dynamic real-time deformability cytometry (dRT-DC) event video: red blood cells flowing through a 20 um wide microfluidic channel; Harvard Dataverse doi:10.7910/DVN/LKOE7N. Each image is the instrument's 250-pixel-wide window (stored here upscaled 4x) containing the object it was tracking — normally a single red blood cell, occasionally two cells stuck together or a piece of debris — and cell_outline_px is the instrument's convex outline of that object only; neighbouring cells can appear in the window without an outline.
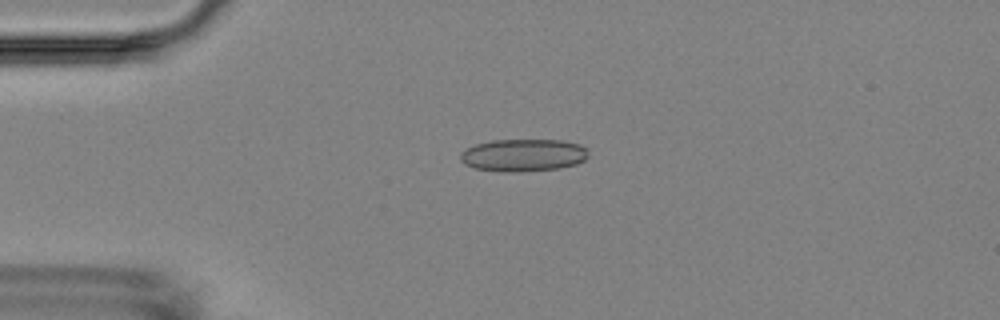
{"species": "Egyptian fruit bat (a non-hibernating species)", "species_latin": "Rousettus aegyptiacus", "temperature_condition": "room temperature", "stored_images_in_passage": 3, "camera_frame_rate_fps": 3000, "um_per_image_px": 0.085, "animal": {"sex": "female"}, "frame": {"image": 1, "passage_image": 2, "time_ms": 2.333, "image_size_px": [1000, 320], "cell_outline_px": [[588, 156], [584, 160], [576, 164], [560, 168], [512, 172], [504, 172], [472, 168], [464, 164], [460, 160], [460, 152], [476, 144], [492, 140], [564, 140], [580, 144], [588, 152]], "centroid_in_image_um": [44.46, 13.19], "position_along_channel_um": 40.5, "area_um2": 24.28}}